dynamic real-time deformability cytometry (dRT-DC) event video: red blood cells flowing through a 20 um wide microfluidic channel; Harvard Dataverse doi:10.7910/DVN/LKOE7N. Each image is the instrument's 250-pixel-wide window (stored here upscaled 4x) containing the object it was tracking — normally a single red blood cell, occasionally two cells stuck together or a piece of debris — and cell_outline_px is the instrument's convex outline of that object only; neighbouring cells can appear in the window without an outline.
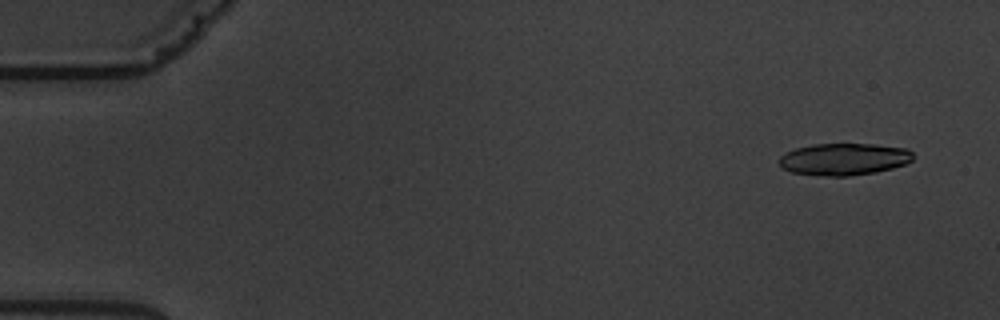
{"species": "common noctule bat (a hibernating species)", "species_latin": "Nyctalus noctula", "temperature_condition": "warm", "stored_images_in_passage": 5, "camera_frame_rate_fps": 3000, "um_per_image_px": 0.085, "animal": {"sex": "male", "body_mass_g": 19.5, "forearm_length_mm": 54.6}, "frame": {"image": 1, "passage_image": 1, "time_ms": 0.0, "image_size_px": [1000, 320], "cell_outline_px": [[912, 160], [904, 164], [892, 168], [876, 172], [848, 176], [820, 176], [792, 172], [784, 168], [780, 164], [780, 156], [784, 152], [796, 148], [812, 144], [876, 144], [908, 148], [912, 152]], "centroid_in_image_um": [71.74, 13.52], "position_along_channel_um": 13.3, "area_um2": 25.03}}